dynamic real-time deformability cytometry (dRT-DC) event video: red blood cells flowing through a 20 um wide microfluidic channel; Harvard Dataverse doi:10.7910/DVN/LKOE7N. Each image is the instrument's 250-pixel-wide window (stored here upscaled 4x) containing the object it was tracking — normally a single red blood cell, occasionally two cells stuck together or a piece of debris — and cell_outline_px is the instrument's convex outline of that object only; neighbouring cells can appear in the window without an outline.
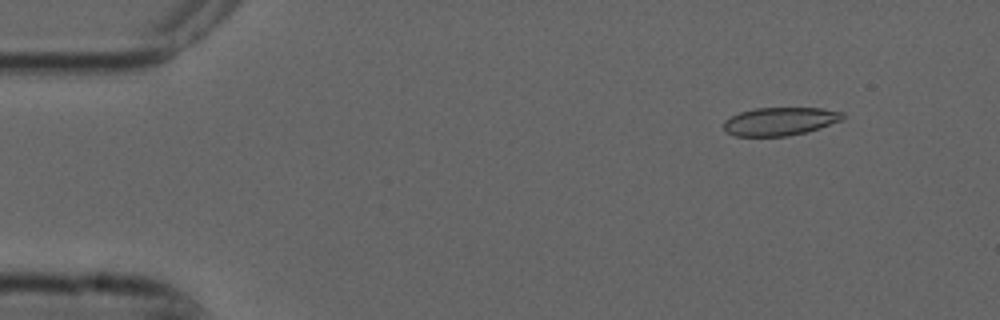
{"species": "common noctule bat (a hibernating species)", "species_latin": "Nyctalus noctula", "temperature_condition": "cold", "stored_images_in_passage": 9, "camera_frame_rate_fps": 3000, "um_per_image_px": 0.085, "animal": {"sex": "male", "forearm_length_mm": 52.5}, "frame": {"image": 1, "passage_image": 2, "time_ms": 0.333, "image_size_px": [1000, 320], "cell_outline_px": [[844, 120], [820, 128], [788, 136], [736, 136], [724, 132], [724, 120], [740, 112], [756, 108], [820, 108], [844, 112]], "centroid_in_image_um": [66.31, 10.32], "position_along_channel_um": 18.7, "area_um2": 19.59}}
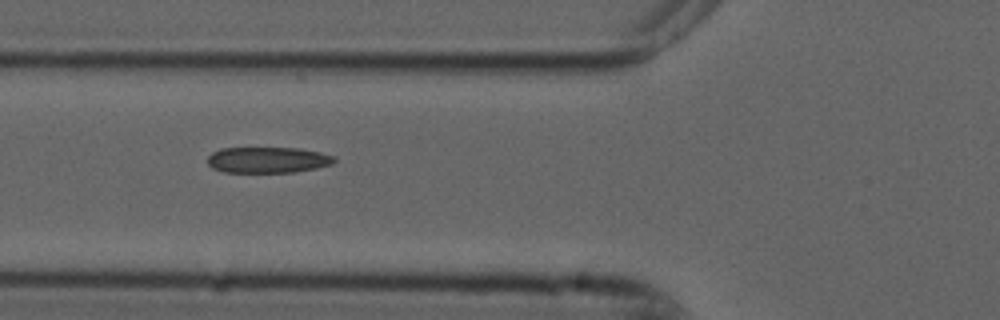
{"frame": {"image": 2, "passage_image": 6, "time_ms": 1.667, "image_size_px": [1000, 320], "cell_outline_px": [[336, 160], [332, 164], [316, 168], [292, 172], [224, 172], [212, 168], [208, 164], [208, 156], [212, 152], [220, 148], [300, 148], [320, 152], [336, 156]], "centroid_in_image_um": [22.76, 13.59], "position_along_channel_um": 103.0, "area_um2": 19.25}}
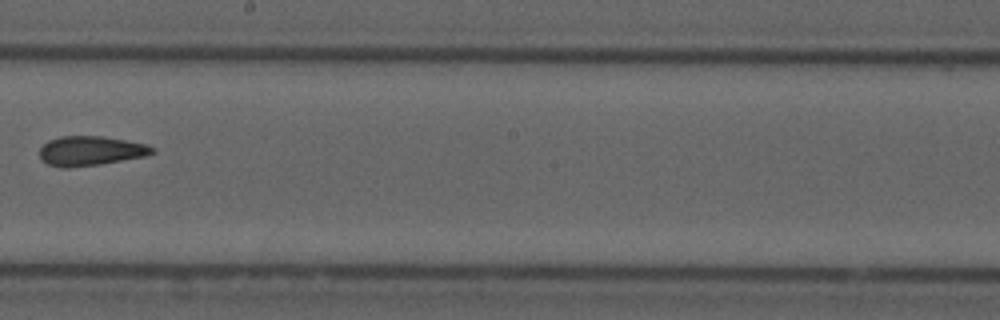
{"frame": {"image": 3, "passage_image": 9, "time_ms": 2.667, "image_size_px": [1000, 320], "cell_outline_px": [[156, 152], [144, 156], [100, 164], [68, 168], [64, 168], [48, 164], [40, 160], [40, 148], [48, 140], [60, 136], [104, 136], [148, 144], [156, 148]], "centroid_in_image_um": [7.7, 12.82], "position_along_channel_um": 240.5, "area_um2": 19.54}}